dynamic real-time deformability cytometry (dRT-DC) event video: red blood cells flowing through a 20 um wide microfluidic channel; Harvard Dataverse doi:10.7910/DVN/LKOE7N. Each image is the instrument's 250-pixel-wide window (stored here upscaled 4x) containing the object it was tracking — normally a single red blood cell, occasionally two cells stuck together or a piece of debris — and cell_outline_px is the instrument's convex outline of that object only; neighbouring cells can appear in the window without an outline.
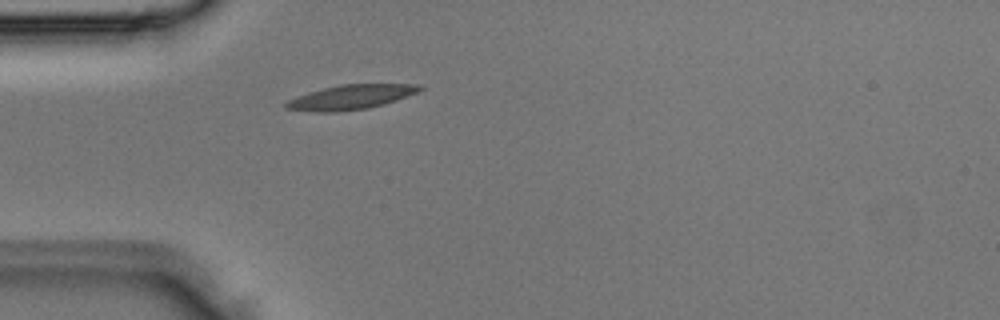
{"species": "Egyptian fruit bat (a non-hibernating species)", "species_latin": "Rousettus aegyptiacus", "temperature_condition": "room temperature", "stored_images_in_passage": 2, "camera_frame_rate_fps": 3000, "um_per_image_px": 0.085, "animal": {"sex": "male"}, "frame": {"image": 1, "passage_image": 2, "time_ms": 0.333, "image_size_px": [1000, 320], "cell_outline_px": [[424, 88], [408, 96], [384, 104], [368, 108], [332, 112], [316, 112], [284, 108], [284, 104], [288, 100], [296, 96], [308, 92], [340, 84], [420, 84]], "centroid_in_image_um": [29.8, 8.25], "position_along_channel_um": 55.2, "area_um2": 19.07}}